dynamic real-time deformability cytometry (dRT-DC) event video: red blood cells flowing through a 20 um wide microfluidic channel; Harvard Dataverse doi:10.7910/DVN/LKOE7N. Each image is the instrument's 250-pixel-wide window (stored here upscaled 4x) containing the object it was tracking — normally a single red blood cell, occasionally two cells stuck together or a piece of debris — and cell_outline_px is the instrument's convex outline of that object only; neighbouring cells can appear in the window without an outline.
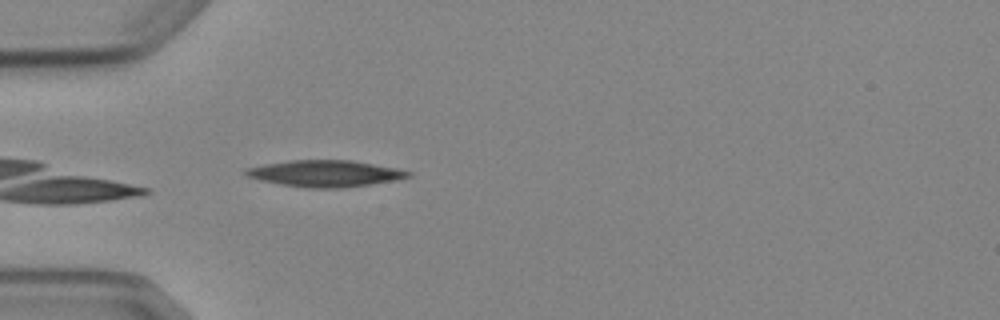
{"species": "Egyptian fruit bat (a non-hibernating species)", "species_latin": "Rousettus aegyptiacus", "temperature_condition": "cold", "stored_images_in_passage": 4, "camera_frame_rate_fps": 3000, "um_per_image_px": 0.085, "animal": {"sex": "female"}, "frame": {"image": 1, "passage_image": 4, "time_ms": 3.667, "image_size_px": [1000, 320], "cell_outline_px": [[412, 176], [396, 180], [344, 188], [308, 188], [280, 184], [260, 180], [244, 176], [244, 168], [264, 164], [288, 160], [352, 160], [396, 168], [412, 172]], "centroid_in_image_um": [27.61, 14.74], "position_along_channel_um": 57.4, "area_um2": 25.26}}